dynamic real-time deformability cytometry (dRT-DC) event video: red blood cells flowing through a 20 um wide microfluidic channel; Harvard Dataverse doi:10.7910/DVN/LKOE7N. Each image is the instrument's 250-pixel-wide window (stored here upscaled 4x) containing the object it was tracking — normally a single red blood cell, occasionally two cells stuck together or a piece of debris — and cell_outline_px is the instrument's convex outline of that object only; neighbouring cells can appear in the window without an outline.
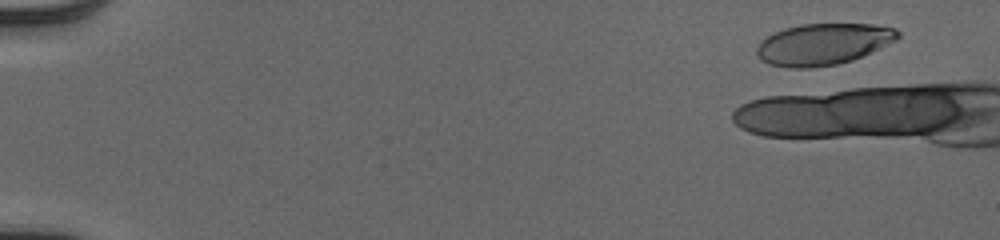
{"species": "human", "species_latin": "Homo sapiens", "temperature_condition": "cold", "stored_images_in_passage": 8, "camera_frame_rate_fps": 3000, "um_per_image_px": 0.085, "donor": {"sex": "male"}, "frame": {"image": 1, "passage_image": 4, "time_ms": 1.0, "image_size_px": [1000, 240], "cell_outline_px": [[900, 36], [896, 40], [872, 52], [852, 60], [836, 64], [808, 68], [788, 68], [768, 64], [760, 60], [756, 56], [756, 48], [760, 40], [784, 28], [800, 24], [872, 24], [896, 28], [900, 32]], "centroid_in_image_um": [69.95, 3.75], "position_along_channel_um": 15.1, "area_um2": 34.28}}